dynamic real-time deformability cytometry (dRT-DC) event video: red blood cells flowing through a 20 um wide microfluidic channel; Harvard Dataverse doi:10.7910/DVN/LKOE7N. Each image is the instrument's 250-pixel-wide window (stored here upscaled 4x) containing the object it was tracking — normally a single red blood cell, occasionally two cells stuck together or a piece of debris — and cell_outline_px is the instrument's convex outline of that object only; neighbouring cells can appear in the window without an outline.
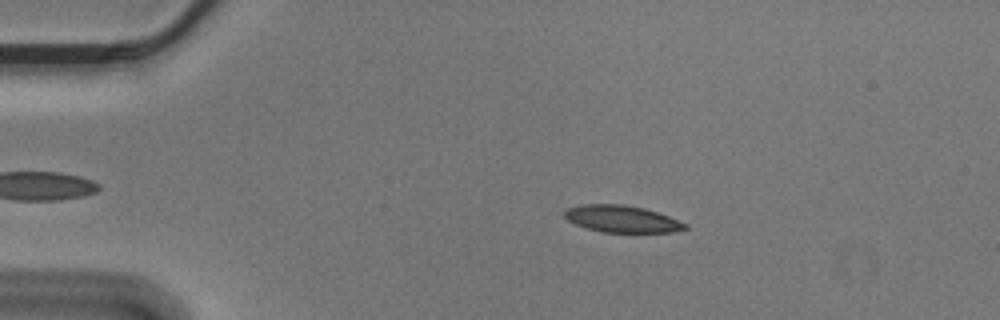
{"species": "Egyptian fruit bat (a non-hibernating species)", "species_latin": "Rousettus aegyptiacus", "temperature_condition": "cold", "stored_images_in_passage": 49, "camera_frame_rate_fps": 3000, "um_per_image_px": 0.085, "animal": {"sex": "male"}, "frame": {"image": 1, "passage_image": 11, "time_ms": 3.333, "image_size_px": [1000, 320], "cell_outline_px": [[688, 228], [672, 232], [604, 232], [588, 228], [576, 224], [568, 220], [564, 216], [564, 212], [568, 208], [580, 204], [624, 204], [644, 208], [668, 216], [688, 224]], "centroid_in_image_um": [52.86, 18.6], "position_along_channel_um": 32.1, "area_um2": 18.79}}
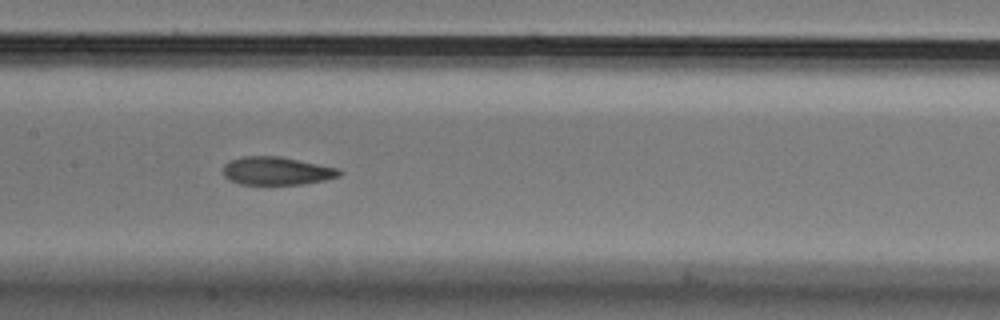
{"frame": {"image": 2, "passage_image": 28, "time_ms": 9.0, "image_size_px": [1000, 320], "cell_outline_px": [[344, 172], [340, 176], [324, 180], [304, 184], [240, 184], [228, 180], [224, 176], [224, 164], [228, 160], [240, 156], [280, 156], [340, 168]], "centroid_in_image_um": [23.53, 14.52], "position_along_channel_um": 183.9, "area_um2": 19.31}}
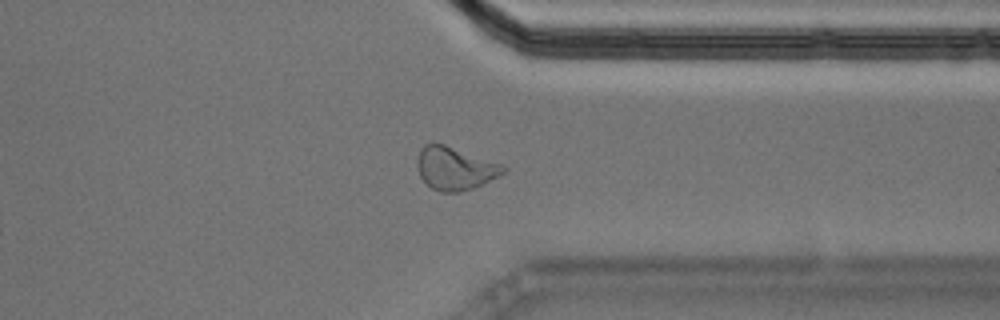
{"frame": {"image": 3, "passage_image": 44, "time_ms": 14.333, "image_size_px": [1000, 320], "cell_outline_px": [[508, 168], [500, 176], [472, 188], [456, 192], [440, 192], [432, 188], [420, 176], [416, 164], [416, 160], [420, 148], [424, 144], [444, 144], [500, 164]], "centroid_in_image_um": [38.64, 14.31], "position_along_channel_um": 372.8, "area_um2": 21.21}, "authors_computed_cell_mechanics": {"area_um2": 19.5364, "velocity_mm_per_s": 3.5647, "shape_relaxation_time_tau1_ms": 6.8213, "shape_relaxation_time_tau2_ms": 2.5428, "deformation_change_tau1": 0.1707, "deformation_change_tau2": 0.0894}}